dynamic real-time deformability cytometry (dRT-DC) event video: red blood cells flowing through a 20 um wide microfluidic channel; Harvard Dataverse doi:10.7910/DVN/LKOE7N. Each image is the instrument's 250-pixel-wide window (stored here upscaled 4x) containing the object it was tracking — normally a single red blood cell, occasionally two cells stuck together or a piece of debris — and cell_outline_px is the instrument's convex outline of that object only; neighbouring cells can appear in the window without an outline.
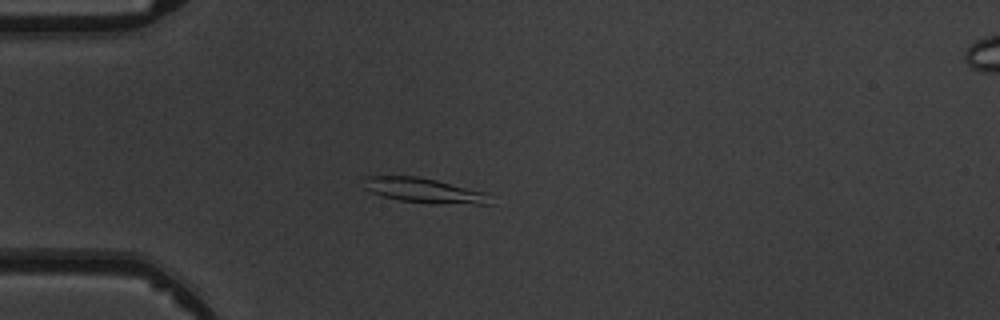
{"species": "common noctule bat (a hibernating species)", "species_latin": "Nyctalus noctula", "temperature_condition": "warm", "stored_images_in_passage": 5, "camera_frame_rate_fps": 3000, "um_per_image_px": 0.085, "animal": {"sex": "male", "body_mass_g": 19.5, "forearm_length_mm": 54.6}, "frame": {"image": 1, "passage_image": 4, "time_ms": 4.667, "image_size_px": [1000, 320], "cell_outline_px": [[492, 204], [432, 204], [400, 200], [384, 196], [372, 192], [364, 188], [364, 176], [416, 176], [436, 180], [484, 192]], "centroid_in_image_um": [36.01, 16.19], "position_along_channel_um": 49.0, "area_um2": 18.03}}